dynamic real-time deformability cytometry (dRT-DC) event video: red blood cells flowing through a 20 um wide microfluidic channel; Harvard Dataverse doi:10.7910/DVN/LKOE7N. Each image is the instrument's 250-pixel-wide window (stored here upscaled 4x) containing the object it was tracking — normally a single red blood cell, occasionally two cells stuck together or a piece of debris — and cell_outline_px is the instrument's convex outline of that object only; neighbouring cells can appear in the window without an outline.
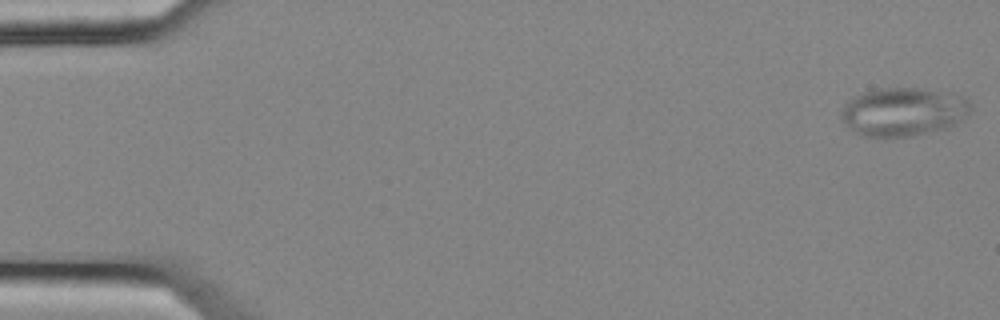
{"species": "common noctule bat (a hibernating species)", "species_latin": "Nyctalus noctula", "temperature_condition": "cold", "stored_images_in_passage": 55, "camera_frame_rate_fps": 3000, "um_per_image_px": 0.085, "animal": {"sex": "female", "body_mass_g": 25.1}, "frame": {"image": 1, "passage_image": 1, "time_ms": 0.0, "image_size_px": [1000, 320], "cell_outline_px": [[972, 108], [956, 124], [948, 128], [912, 136], [860, 136], [848, 128], [844, 120], [844, 104], [852, 96], [864, 92], [880, 88], [924, 88], [956, 92], [964, 96], [972, 104]], "centroid_in_image_um": [76.84, 9.48], "position_along_channel_um": 8.2, "area_um2": 36.82}}
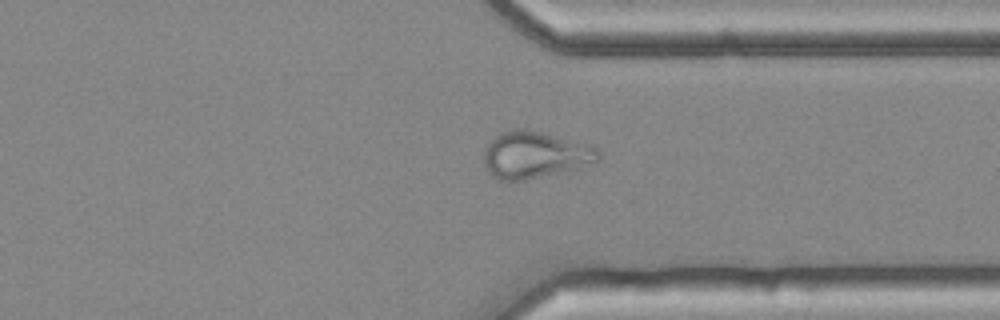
{"frame": {"image": 2, "passage_image": 42, "time_ms": 13.667, "image_size_px": [1000, 320], "cell_outline_px": [[600, 160], [576, 168], [524, 180], [500, 180], [492, 176], [488, 172], [484, 164], [484, 148], [500, 132], [508, 128], [524, 128], [588, 144], [596, 148], [600, 152]], "centroid_in_image_um": [45.42, 13.15], "position_along_channel_um": 366.0, "area_um2": 31.04}}
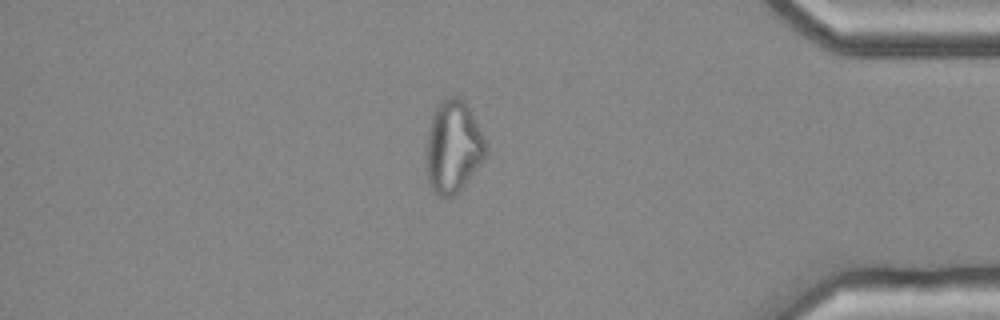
{"frame": {"image": 3, "passage_image": 47, "time_ms": 15.333, "image_size_px": [1000, 320], "cell_outline_px": [[484, 156], [480, 164], [460, 188], [452, 196], [436, 196], [432, 192], [428, 180], [428, 132], [432, 116], [440, 100], [444, 96], [460, 96], [464, 100], [472, 112], [484, 136]], "centroid_in_image_um": [38.51, 12.42], "position_along_channel_um": 396.7, "area_um2": 31.33}}